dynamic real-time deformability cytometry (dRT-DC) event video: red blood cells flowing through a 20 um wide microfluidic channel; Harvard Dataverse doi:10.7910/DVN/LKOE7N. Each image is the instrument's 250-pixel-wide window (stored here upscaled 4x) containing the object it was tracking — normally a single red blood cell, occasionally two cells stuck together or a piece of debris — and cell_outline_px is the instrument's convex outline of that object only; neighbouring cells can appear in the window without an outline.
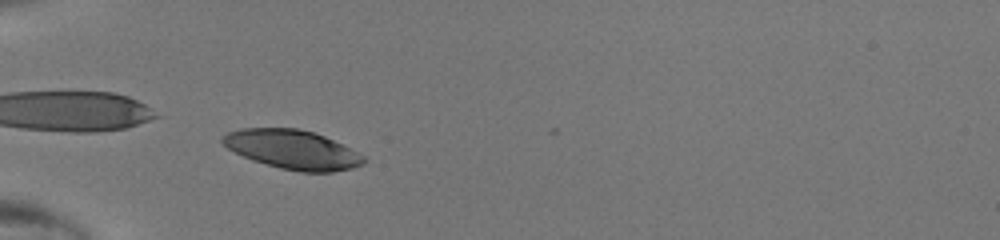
{"species": "human", "species_latin": "Homo sapiens", "temperature_condition": "room temperature", "stored_images_in_passage": 37, "camera_frame_rate_fps": 3000, "um_per_image_px": 0.085, "donor": {"sex": "male"}, "frame": {"image": 1, "passage_image": 6, "time_ms": 1.667, "image_size_px": [1000, 240], "cell_outline_px": [[368, 160], [364, 164], [352, 168], [332, 172], [300, 172], [280, 168], [252, 160], [228, 148], [220, 140], [228, 132], [240, 128], [296, 128], [312, 132], [324, 136], [364, 156]], "centroid_in_image_um": [24.87, 12.72], "position_along_channel_um": 60.1, "area_um2": 31.85}}
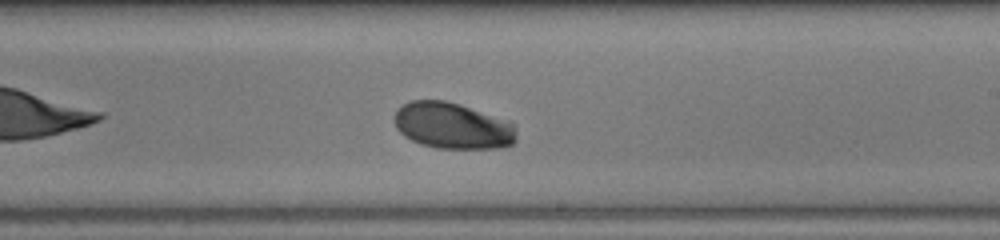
{"frame": {"image": 2, "passage_image": 20, "time_ms": 6.333, "image_size_px": [1000, 240], "cell_outline_px": [[516, 140], [512, 144], [496, 148], [436, 148], [420, 144], [404, 136], [396, 128], [396, 108], [412, 100], [444, 100], [460, 104], [512, 124], [516, 132]], "centroid_in_image_um": [38.41, 10.7], "position_along_channel_um": 250.6, "area_um2": 32.37}}
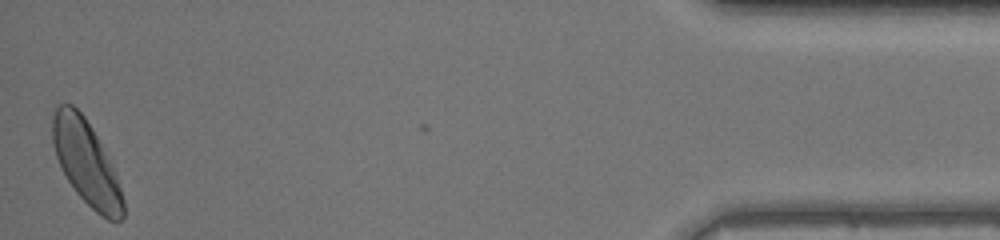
{"frame": {"image": 3, "passage_image": 37, "time_ms": 12.0, "image_size_px": [1000, 240], "cell_outline_px": [[124, 216], [120, 220], [108, 220], [100, 216], [76, 192], [68, 180], [56, 156], [52, 144], [52, 116], [56, 104], [72, 104], [84, 116], [92, 128], [112, 164], [124, 200]], "centroid_in_image_um": [7.32, 13.81], "position_along_channel_um": 427.9, "area_um2": 34.33}}